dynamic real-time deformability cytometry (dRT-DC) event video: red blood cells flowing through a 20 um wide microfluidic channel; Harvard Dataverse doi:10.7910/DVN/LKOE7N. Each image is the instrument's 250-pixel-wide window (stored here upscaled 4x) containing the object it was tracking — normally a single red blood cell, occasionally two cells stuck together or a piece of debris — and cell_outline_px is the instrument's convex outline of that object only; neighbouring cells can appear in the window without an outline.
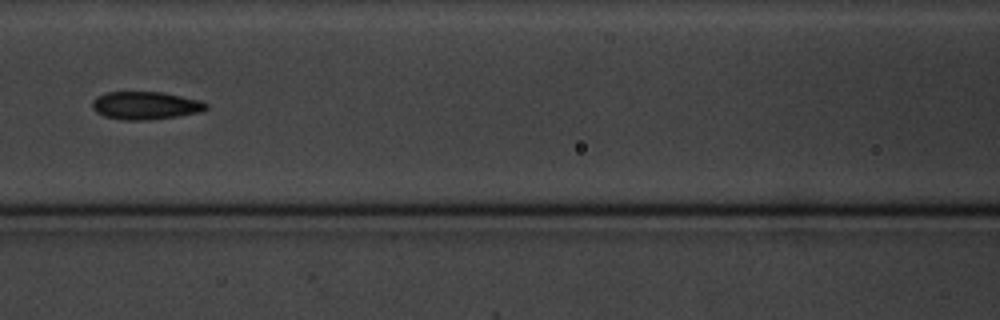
{"species": "common noctule bat (a hibernating species)", "species_latin": "Nyctalus noctula", "temperature_condition": "cold", "stored_images_in_passage": 16, "camera_frame_rate_fps": 3000, "um_per_image_px": 0.085, "animal": {"sex": "male", "body_mass_g": 20.1, "forearm_length_mm": 53.5}, "frame": {"image": 1, "passage_image": 7, "time_ms": 7.0, "image_size_px": [1000, 320], "cell_outline_px": [[208, 108], [200, 112], [176, 116], [144, 120], [120, 120], [104, 116], [96, 112], [92, 108], [92, 100], [96, 96], [108, 92], [164, 92], [200, 100], [208, 104]], "centroid_in_image_um": [12.34, 8.96], "position_along_channel_um": 154.3, "area_um2": 18.55}}
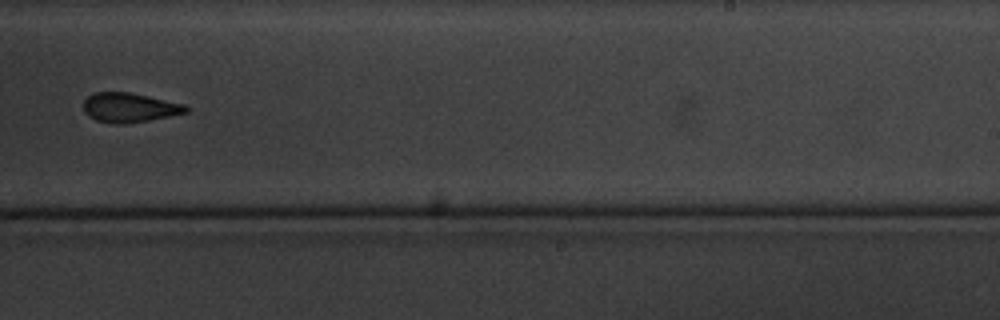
{"frame": {"image": 2, "passage_image": 10, "time_ms": 10.667, "image_size_px": [1000, 320], "cell_outline_px": [[188, 112], [148, 120], [124, 124], [112, 124], [96, 120], [88, 116], [84, 112], [84, 100], [92, 92], [128, 92], [184, 104], [188, 108]], "centroid_in_image_um": [10.95, 9.14], "position_along_channel_um": 278.0, "area_um2": 17.46}, "authors_computed_cell_mechanics": {"area_um2": 18.1203, "velocity_mm_per_s": 3.3921, "shape_relaxation_time_tau1_ms": 5.6656, "shape_relaxation_time_tau2_ms": 5.4919, "deformation_change_tau1": 0.137, "deformation_change_tau2": 0.1345}}